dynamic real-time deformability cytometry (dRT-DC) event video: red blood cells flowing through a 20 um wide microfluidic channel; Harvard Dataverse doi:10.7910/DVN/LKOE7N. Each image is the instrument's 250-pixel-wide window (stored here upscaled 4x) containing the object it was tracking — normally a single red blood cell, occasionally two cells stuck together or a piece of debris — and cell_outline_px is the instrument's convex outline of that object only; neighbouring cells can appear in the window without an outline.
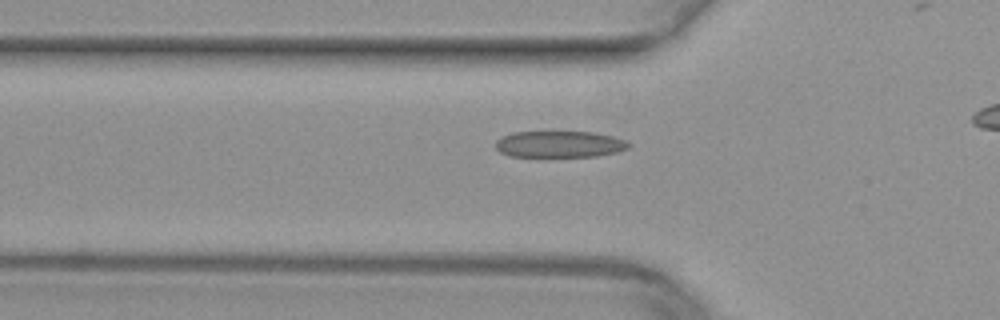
{"species": "common noctule bat (a hibernating species)", "species_latin": "Nyctalus noctula", "temperature_condition": "warm", "stored_images_in_passage": 30, "camera_frame_rate_fps": 3000, "um_per_image_px": 0.085, "animal": {"sex": "female", "body_mass_g": 29.2, "forearm_length_mm": 56.3}, "frame": {"image": 1, "passage_image": 4, "time_ms": 1.0, "image_size_px": [1000, 320], "cell_outline_px": [[632, 144], [628, 148], [616, 152], [596, 156], [508, 156], [500, 152], [496, 148], [496, 140], [500, 136], [512, 132], [592, 132], [612, 136], [628, 140]], "centroid_in_image_um": [47.56, 12.25], "position_along_channel_um": 78.2, "area_um2": 20.58}}
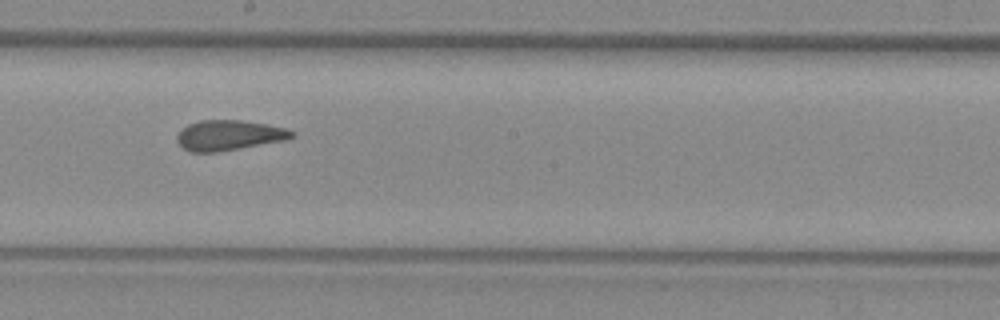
{"frame": {"image": 2, "passage_image": 15, "time_ms": 4.667, "image_size_px": [1000, 320], "cell_outline_px": [[296, 136], [284, 140], [216, 152], [192, 152], [184, 148], [176, 140], [176, 136], [188, 124], [200, 120], [240, 120], [268, 124], [288, 128], [296, 132]], "centroid_in_image_um": [19.5, 11.48], "position_along_channel_um": 228.7, "area_um2": 20.11}}
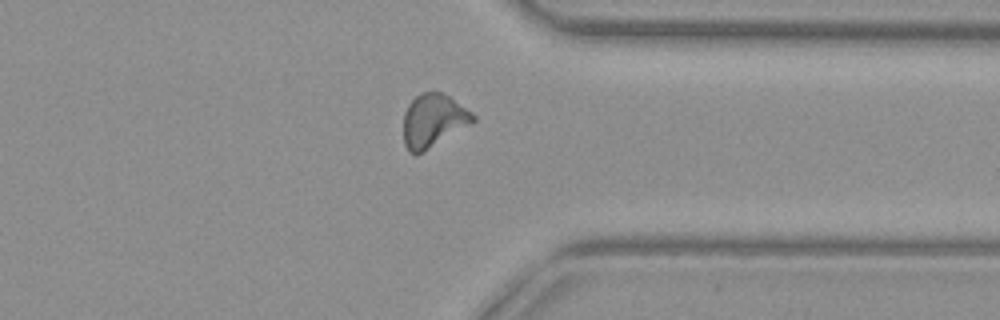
{"frame": {"image": 3, "passage_image": 26, "time_ms": 8.333, "image_size_px": [1000, 320], "cell_outline_px": [[476, 120], [472, 124], [424, 152], [416, 156], [408, 152], [404, 144], [404, 112], [408, 104], [420, 92], [440, 92], [448, 96], [472, 112], [476, 116]], "centroid_in_image_um": [36.82, 10.28], "position_along_channel_um": 374.6, "area_um2": 21.79}}